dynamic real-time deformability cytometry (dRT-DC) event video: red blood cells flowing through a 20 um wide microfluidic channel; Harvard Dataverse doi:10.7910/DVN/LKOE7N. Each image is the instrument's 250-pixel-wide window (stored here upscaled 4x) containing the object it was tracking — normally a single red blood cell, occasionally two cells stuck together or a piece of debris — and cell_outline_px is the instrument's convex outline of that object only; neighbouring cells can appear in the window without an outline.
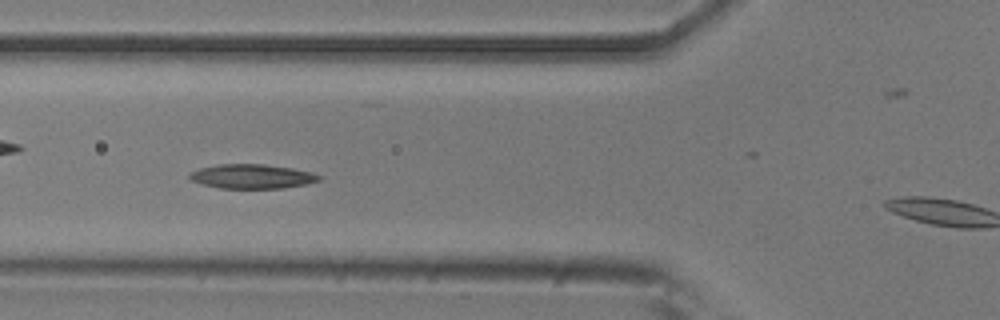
{"species": "common noctule bat (a hibernating species)", "species_latin": "Nyctalus noctula", "temperature_condition": "room temperature", "stored_images_in_passage": 41, "camera_frame_rate_fps": 3000, "um_per_image_px": 0.085, "animal": {"sex": "male", "body_mass_g": 20.5, "forearm_length_mm": 52.5}, "frame": {"image": 1, "passage_image": 15, "time_ms": 4.667, "image_size_px": [1000, 320], "cell_outline_px": [[320, 180], [308, 184], [284, 188], [220, 188], [204, 184], [192, 180], [188, 176], [192, 172], [200, 168], [220, 164], [264, 164], [292, 168], [312, 172], [320, 176]], "centroid_in_image_um": [21.46, 14.99], "position_along_channel_um": 104.3, "area_um2": 18.21}}
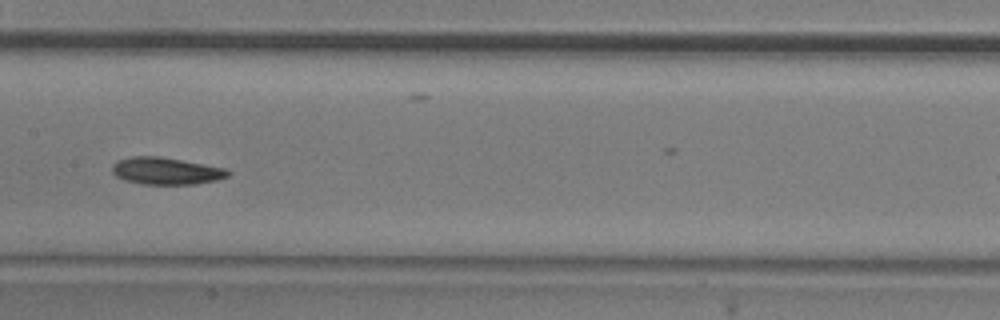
{"frame": {"image": 2, "passage_image": 22, "time_ms": 7.0, "image_size_px": [1000, 320], "cell_outline_px": [[232, 172], [228, 176], [216, 180], [196, 184], [140, 184], [124, 180], [116, 176], [112, 172], [112, 164], [120, 160], [132, 156], [160, 156], [204, 164], [224, 168]], "centroid_in_image_um": [14.11, 14.53], "position_along_channel_um": 193.3, "area_um2": 18.26}}
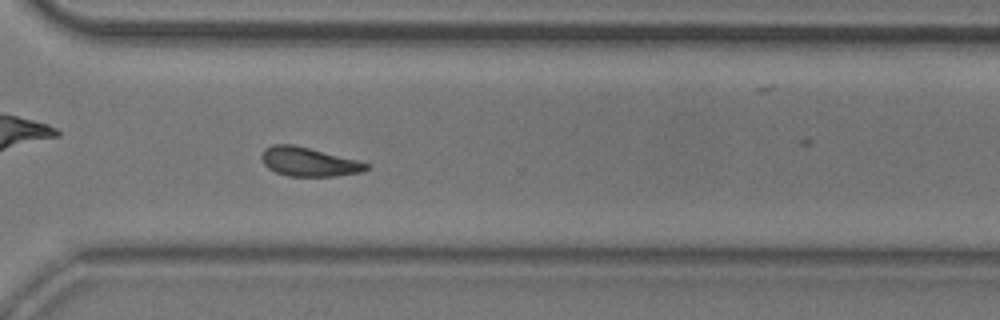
{"frame": {"image": 3, "passage_image": 34, "time_ms": 11.0, "image_size_px": [1000, 320], "cell_outline_px": [[372, 168], [360, 172], [336, 176], [288, 176], [276, 172], [268, 168], [264, 164], [260, 156], [264, 148], [272, 144], [292, 144], [360, 160], [372, 164]], "centroid_in_image_um": [26.28, 13.75], "position_along_channel_um": 344.3, "area_um2": 17.92}}